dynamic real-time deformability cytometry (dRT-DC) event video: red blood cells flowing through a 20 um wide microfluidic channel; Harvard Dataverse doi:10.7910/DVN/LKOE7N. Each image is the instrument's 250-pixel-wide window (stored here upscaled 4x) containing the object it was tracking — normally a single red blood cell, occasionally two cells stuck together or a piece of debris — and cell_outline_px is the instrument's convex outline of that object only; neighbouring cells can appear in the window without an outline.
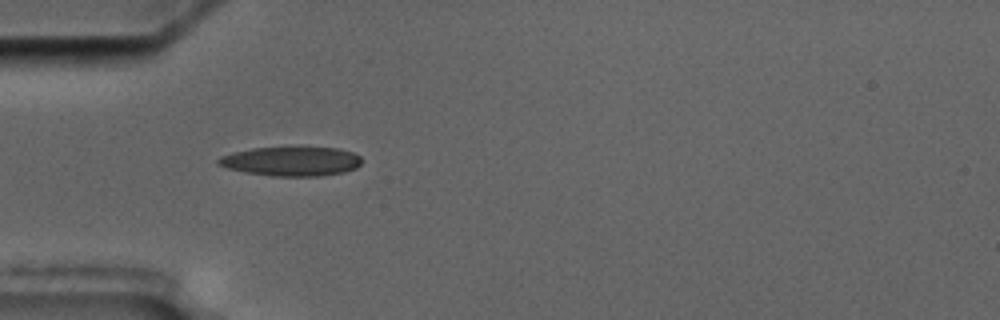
{"species": "common noctule bat (a hibernating species)", "species_latin": "Nyctalus noctula", "temperature_condition": "cold", "stored_images_in_passage": 7, "camera_frame_rate_fps": 3000, "um_per_image_px": 0.085, "animal": {"sex": "male", "body_mass_g": 17.5, "forearm_length_mm": 52.3}, "frame": {"image": 1, "passage_image": 5, "time_ms": 4.667, "image_size_px": [1000, 320], "cell_outline_px": [[360, 164], [356, 168], [344, 172], [320, 176], [272, 176], [244, 172], [228, 168], [216, 164], [216, 160], [220, 156], [232, 152], [252, 148], [288, 144], [300, 144], [340, 148], [352, 152], [360, 156]], "centroid_in_image_um": [24.75, 13.65], "position_along_channel_um": 60.2, "area_um2": 25.84}}
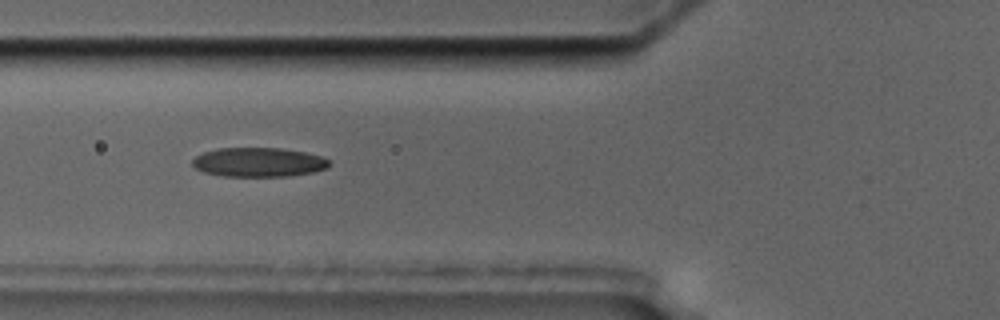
{"frame": {"image": 2, "passage_image": 6, "time_ms": 6.0, "image_size_px": [1000, 320], "cell_outline_px": [[328, 168], [312, 172], [288, 176], [224, 176], [204, 172], [196, 168], [192, 164], [192, 160], [196, 156], [204, 152], [216, 148], [280, 148], [304, 152], [320, 156], [328, 160]], "centroid_in_image_um": [21.95, 13.78], "position_along_channel_um": 103.8, "area_um2": 23.12}}